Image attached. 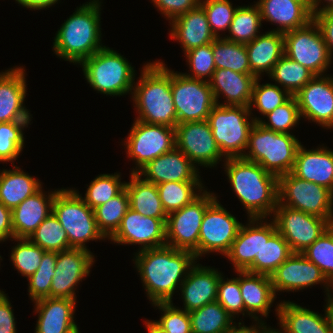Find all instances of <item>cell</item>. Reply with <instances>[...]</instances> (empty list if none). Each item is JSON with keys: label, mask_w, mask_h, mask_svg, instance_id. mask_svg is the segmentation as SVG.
I'll list each match as a JSON object with an SVG mask.
<instances>
[{"label": "cell", "mask_w": 333, "mask_h": 333, "mask_svg": "<svg viewBox=\"0 0 333 333\" xmlns=\"http://www.w3.org/2000/svg\"><path fill=\"white\" fill-rule=\"evenodd\" d=\"M129 208V195L124 188L114 198L94 209L98 229L106 239L116 233Z\"/></svg>", "instance_id": "cell-42"}, {"label": "cell", "mask_w": 333, "mask_h": 333, "mask_svg": "<svg viewBox=\"0 0 333 333\" xmlns=\"http://www.w3.org/2000/svg\"><path fill=\"white\" fill-rule=\"evenodd\" d=\"M237 276L231 279H224L221 275L218 283L216 301L235 319L239 314L245 316L244 301L240 290V271H235Z\"/></svg>", "instance_id": "cell-52"}, {"label": "cell", "mask_w": 333, "mask_h": 333, "mask_svg": "<svg viewBox=\"0 0 333 333\" xmlns=\"http://www.w3.org/2000/svg\"><path fill=\"white\" fill-rule=\"evenodd\" d=\"M95 256L90 250L70 248L57 252L50 298L77 299L76 289L91 272Z\"/></svg>", "instance_id": "cell-18"}, {"label": "cell", "mask_w": 333, "mask_h": 333, "mask_svg": "<svg viewBox=\"0 0 333 333\" xmlns=\"http://www.w3.org/2000/svg\"><path fill=\"white\" fill-rule=\"evenodd\" d=\"M268 76L291 96H295L315 75L284 54Z\"/></svg>", "instance_id": "cell-40"}, {"label": "cell", "mask_w": 333, "mask_h": 333, "mask_svg": "<svg viewBox=\"0 0 333 333\" xmlns=\"http://www.w3.org/2000/svg\"><path fill=\"white\" fill-rule=\"evenodd\" d=\"M152 306L163 312L159 320L153 321L165 332L192 333L189 312L174 306L173 302H159Z\"/></svg>", "instance_id": "cell-53"}, {"label": "cell", "mask_w": 333, "mask_h": 333, "mask_svg": "<svg viewBox=\"0 0 333 333\" xmlns=\"http://www.w3.org/2000/svg\"><path fill=\"white\" fill-rule=\"evenodd\" d=\"M248 223L241 225L237 237L231 244L228 258L234 271H246L255 259H260L262 249V218H248Z\"/></svg>", "instance_id": "cell-33"}, {"label": "cell", "mask_w": 333, "mask_h": 333, "mask_svg": "<svg viewBox=\"0 0 333 333\" xmlns=\"http://www.w3.org/2000/svg\"><path fill=\"white\" fill-rule=\"evenodd\" d=\"M245 46L251 74L256 78H261V75H269L274 65L284 55L283 33L267 31L259 34Z\"/></svg>", "instance_id": "cell-34"}, {"label": "cell", "mask_w": 333, "mask_h": 333, "mask_svg": "<svg viewBox=\"0 0 333 333\" xmlns=\"http://www.w3.org/2000/svg\"><path fill=\"white\" fill-rule=\"evenodd\" d=\"M31 121H13L0 123V162L14 161L22 153L24 148V128L26 129Z\"/></svg>", "instance_id": "cell-46"}, {"label": "cell", "mask_w": 333, "mask_h": 333, "mask_svg": "<svg viewBox=\"0 0 333 333\" xmlns=\"http://www.w3.org/2000/svg\"><path fill=\"white\" fill-rule=\"evenodd\" d=\"M0 333H17L12 305L3 290H0Z\"/></svg>", "instance_id": "cell-56"}, {"label": "cell", "mask_w": 333, "mask_h": 333, "mask_svg": "<svg viewBox=\"0 0 333 333\" xmlns=\"http://www.w3.org/2000/svg\"><path fill=\"white\" fill-rule=\"evenodd\" d=\"M246 106L215 105L207 121L225 158L243 157L255 121ZM250 117V118H249Z\"/></svg>", "instance_id": "cell-8"}, {"label": "cell", "mask_w": 333, "mask_h": 333, "mask_svg": "<svg viewBox=\"0 0 333 333\" xmlns=\"http://www.w3.org/2000/svg\"><path fill=\"white\" fill-rule=\"evenodd\" d=\"M303 3L312 13V0H297Z\"/></svg>", "instance_id": "cell-63"}, {"label": "cell", "mask_w": 333, "mask_h": 333, "mask_svg": "<svg viewBox=\"0 0 333 333\" xmlns=\"http://www.w3.org/2000/svg\"><path fill=\"white\" fill-rule=\"evenodd\" d=\"M240 290L245 314L253 318V322H265L262 317H268L277 298L270 276L240 271Z\"/></svg>", "instance_id": "cell-29"}, {"label": "cell", "mask_w": 333, "mask_h": 333, "mask_svg": "<svg viewBox=\"0 0 333 333\" xmlns=\"http://www.w3.org/2000/svg\"><path fill=\"white\" fill-rule=\"evenodd\" d=\"M301 144L293 133L275 132L255 122L249 133L248 151L242 158L258 163L279 178L292 172Z\"/></svg>", "instance_id": "cell-5"}, {"label": "cell", "mask_w": 333, "mask_h": 333, "mask_svg": "<svg viewBox=\"0 0 333 333\" xmlns=\"http://www.w3.org/2000/svg\"><path fill=\"white\" fill-rule=\"evenodd\" d=\"M278 202L333 224V193L323 186L298 178L292 172L278 178Z\"/></svg>", "instance_id": "cell-9"}, {"label": "cell", "mask_w": 333, "mask_h": 333, "mask_svg": "<svg viewBox=\"0 0 333 333\" xmlns=\"http://www.w3.org/2000/svg\"><path fill=\"white\" fill-rule=\"evenodd\" d=\"M76 301L69 298H43L34 302L38 314L35 333H71L78 328L75 320Z\"/></svg>", "instance_id": "cell-26"}, {"label": "cell", "mask_w": 333, "mask_h": 333, "mask_svg": "<svg viewBox=\"0 0 333 333\" xmlns=\"http://www.w3.org/2000/svg\"><path fill=\"white\" fill-rule=\"evenodd\" d=\"M320 145L315 149L298 148L292 173L303 180L316 183L333 193V150Z\"/></svg>", "instance_id": "cell-25"}, {"label": "cell", "mask_w": 333, "mask_h": 333, "mask_svg": "<svg viewBox=\"0 0 333 333\" xmlns=\"http://www.w3.org/2000/svg\"><path fill=\"white\" fill-rule=\"evenodd\" d=\"M175 138L176 147L199 170L198 166L212 168L216 167L220 161L224 162L226 159L215 142L207 120L177 124L175 127Z\"/></svg>", "instance_id": "cell-16"}, {"label": "cell", "mask_w": 333, "mask_h": 333, "mask_svg": "<svg viewBox=\"0 0 333 333\" xmlns=\"http://www.w3.org/2000/svg\"><path fill=\"white\" fill-rule=\"evenodd\" d=\"M224 171L248 218H272L278 205V177L256 162L226 158Z\"/></svg>", "instance_id": "cell-2"}, {"label": "cell", "mask_w": 333, "mask_h": 333, "mask_svg": "<svg viewBox=\"0 0 333 333\" xmlns=\"http://www.w3.org/2000/svg\"><path fill=\"white\" fill-rule=\"evenodd\" d=\"M255 80L256 77L252 74L237 73L230 69H216L209 84L217 105L249 107ZM221 97L224 99L222 103L219 101Z\"/></svg>", "instance_id": "cell-30"}, {"label": "cell", "mask_w": 333, "mask_h": 333, "mask_svg": "<svg viewBox=\"0 0 333 333\" xmlns=\"http://www.w3.org/2000/svg\"><path fill=\"white\" fill-rule=\"evenodd\" d=\"M199 169L177 147L143 166L137 174L155 185L164 182L201 181Z\"/></svg>", "instance_id": "cell-22"}, {"label": "cell", "mask_w": 333, "mask_h": 333, "mask_svg": "<svg viewBox=\"0 0 333 333\" xmlns=\"http://www.w3.org/2000/svg\"><path fill=\"white\" fill-rule=\"evenodd\" d=\"M125 140L127 157L135 162L131 173H137L149 161L176 147L175 128L139 120H134Z\"/></svg>", "instance_id": "cell-13"}, {"label": "cell", "mask_w": 333, "mask_h": 333, "mask_svg": "<svg viewBox=\"0 0 333 333\" xmlns=\"http://www.w3.org/2000/svg\"><path fill=\"white\" fill-rule=\"evenodd\" d=\"M321 2L323 6H321ZM333 11V0H312V15L320 12Z\"/></svg>", "instance_id": "cell-61"}, {"label": "cell", "mask_w": 333, "mask_h": 333, "mask_svg": "<svg viewBox=\"0 0 333 333\" xmlns=\"http://www.w3.org/2000/svg\"><path fill=\"white\" fill-rule=\"evenodd\" d=\"M301 118L333 129V76H314L296 94Z\"/></svg>", "instance_id": "cell-20"}, {"label": "cell", "mask_w": 333, "mask_h": 333, "mask_svg": "<svg viewBox=\"0 0 333 333\" xmlns=\"http://www.w3.org/2000/svg\"><path fill=\"white\" fill-rule=\"evenodd\" d=\"M41 188L42 182L24 172L19 166L0 169V202L11 211Z\"/></svg>", "instance_id": "cell-35"}, {"label": "cell", "mask_w": 333, "mask_h": 333, "mask_svg": "<svg viewBox=\"0 0 333 333\" xmlns=\"http://www.w3.org/2000/svg\"><path fill=\"white\" fill-rule=\"evenodd\" d=\"M169 23L171 27L169 38L173 39V41H178L184 53L210 44L216 39L210 29L206 12L200 5L177 16Z\"/></svg>", "instance_id": "cell-27"}, {"label": "cell", "mask_w": 333, "mask_h": 333, "mask_svg": "<svg viewBox=\"0 0 333 333\" xmlns=\"http://www.w3.org/2000/svg\"><path fill=\"white\" fill-rule=\"evenodd\" d=\"M133 261L152 304L173 302L175 290L180 288L190 268L197 263L193 252L168 245L136 252Z\"/></svg>", "instance_id": "cell-1"}, {"label": "cell", "mask_w": 333, "mask_h": 333, "mask_svg": "<svg viewBox=\"0 0 333 333\" xmlns=\"http://www.w3.org/2000/svg\"><path fill=\"white\" fill-rule=\"evenodd\" d=\"M123 56L105 46L79 64L93 90L112 97L132 95L136 70Z\"/></svg>", "instance_id": "cell-6"}, {"label": "cell", "mask_w": 333, "mask_h": 333, "mask_svg": "<svg viewBox=\"0 0 333 333\" xmlns=\"http://www.w3.org/2000/svg\"><path fill=\"white\" fill-rule=\"evenodd\" d=\"M52 212L67 233L70 248L89 250V241L106 240L100 232L94 210L73 188H61L52 203Z\"/></svg>", "instance_id": "cell-7"}, {"label": "cell", "mask_w": 333, "mask_h": 333, "mask_svg": "<svg viewBox=\"0 0 333 333\" xmlns=\"http://www.w3.org/2000/svg\"><path fill=\"white\" fill-rule=\"evenodd\" d=\"M274 293L302 291L321 284L326 292V300L332 301V284L320 268L302 253H292L270 276Z\"/></svg>", "instance_id": "cell-17"}, {"label": "cell", "mask_w": 333, "mask_h": 333, "mask_svg": "<svg viewBox=\"0 0 333 333\" xmlns=\"http://www.w3.org/2000/svg\"><path fill=\"white\" fill-rule=\"evenodd\" d=\"M71 333H81V332L79 331V327H78L74 331H72Z\"/></svg>", "instance_id": "cell-65"}, {"label": "cell", "mask_w": 333, "mask_h": 333, "mask_svg": "<svg viewBox=\"0 0 333 333\" xmlns=\"http://www.w3.org/2000/svg\"><path fill=\"white\" fill-rule=\"evenodd\" d=\"M87 187L84 197L75 188L74 190L94 210L99 205L118 195L125 188V181L121 182V174L118 172L114 174H100Z\"/></svg>", "instance_id": "cell-44"}, {"label": "cell", "mask_w": 333, "mask_h": 333, "mask_svg": "<svg viewBox=\"0 0 333 333\" xmlns=\"http://www.w3.org/2000/svg\"><path fill=\"white\" fill-rule=\"evenodd\" d=\"M255 3L259 7L262 21L277 26L271 31L284 34L304 27L313 20L311 11L297 0H258Z\"/></svg>", "instance_id": "cell-31"}, {"label": "cell", "mask_w": 333, "mask_h": 333, "mask_svg": "<svg viewBox=\"0 0 333 333\" xmlns=\"http://www.w3.org/2000/svg\"><path fill=\"white\" fill-rule=\"evenodd\" d=\"M189 316L192 333H225L236 324L217 301L190 311Z\"/></svg>", "instance_id": "cell-37"}, {"label": "cell", "mask_w": 333, "mask_h": 333, "mask_svg": "<svg viewBox=\"0 0 333 333\" xmlns=\"http://www.w3.org/2000/svg\"><path fill=\"white\" fill-rule=\"evenodd\" d=\"M262 17L256 3L250 6H239L232 19L229 35H224L225 39L236 43L246 44L254 40L261 34Z\"/></svg>", "instance_id": "cell-41"}, {"label": "cell", "mask_w": 333, "mask_h": 333, "mask_svg": "<svg viewBox=\"0 0 333 333\" xmlns=\"http://www.w3.org/2000/svg\"><path fill=\"white\" fill-rule=\"evenodd\" d=\"M292 253L288 242L277 231L274 221L262 218L260 259H255L246 271L271 276Z\"/></svg>", "instance_id": "cell-32"}, {"label": "cell", "mask_w": 333, "mask_h": 333, "mask_svg": "<svg viewBox=\"0 0 333 333\" xmlns=\"http://www.w3.org/2000/svg\"><path fill=\"white\" fill-rule=\"evenodd\" d=\"M212 51L216 69H230L237 73L251 74L245 44L220 37L212 42Z\"/></svg>", "instance_id": "cell-39"}, {"label": "cell", "mask_w": 333, "mask_h": 333, "mask_svg": "<svg viewBox=\"0 0 333 333\" xmlns=\"http://www.w3.org/2000/svg\"><path fill=\"white\" fill-rule=\"evenodd\" d=\"M19 5L29 10H43L57 4L60 0H15Z\"/></svg>", "instance_id": "cell-60"}, {"label": "cell", "mask_w": 333, "mask_h": 333, "mask_svg": "<svg viewBox=\"0 0 333 333\" xmlns=\"http://www.w3.org/2000/svg\"><path fill=\"white\" fill-rule=\"evenodd\" d=\"M324 314H319L311 309L302 307L293 301L283 300L275 307L279 320L277 333H332L331 312L333 300H325Z\"/></svg>", "instance_id": "cell-21"}, {"label": "cell", "mask_w": 333, "mask_h": 333, "mask_svg": "<svg viewBox=\"0 0 333 333\" xmlns=\"http://www.w3.org/2000/svg\"><path fill=\"white\" fill-rule=\"evenodd\" d=\"M22 66L0 72V123L31 121L32 115L26 108V73Z\"/></svg>", "instance_id": "cell-23"}, {"label": "cell", "mask_w": 333, "mask_h": 333, "mask_svg": "<svg viewBox=\"0 0 333 333\" xmlns=\"http://www.w3.org/2000/svg\"><path fill=\"white\" fill-rule=\"evenodd\" d=\"M302 254L316 264L327 280L333 284V224Z\"/></svg>", "instance_id": "cell-48"}, {"label": "cell", "mask_w": 333, "mask_h": 333, "mask_svg": "<svg viewBox=\"0 0 333 333\" xmlns=\"http://www.w3.org/2000/svg\"><path fill=\"white\" fill-rule=\"evenodd\" d=\"M186 56L187 65H189V73H182L186 77L193 79H201L209 81L212 78L213 72L216 70L212 43L200 46L184 53Z\"/></svg>", "instance_id": "cell-54"}, {"label": "cell", "mask_w": 333, "mask_h": 333, "mask_svg": "<svg viewBox=\"0 0 333 333\" xmlns=\"http://www.w3.org/2000/svg\"><path fill=\"white\" fill-rule=\"evenodd\" d=\"M40 189L12 210V229L14 238H29L37 227L52 212V203L56 193ZM48 194H46V193Z\"/></svg>", "instance_id": "cell-28"}, {"label": "cell", "mask_w": 333, "mask_h": 333, "mask_svg": "<svg viewBox=\"0 0 333 333\" xmlns=\"http://www.w3.org/2000/svg\"><path fill=\"white\" fill-rule=\"evenodd\" d=\"M241 225L242 222H239L216 198L207 207L202 218L198 239V260L205 254L213 252L225 256Z\"/></svg>", "instance_id": "cell-14"}, {"label": "cell", "mask_w": 333, "mask_h": 333, "mask_svg": "<svg viewBox=\"0 0 333 333\" xmlns=\"http://www.w3.org/2000/svg\"><path fill=\"white\" fill-rule=\"evenodd\" d=\"M148 333H167L160 328L153 320L144 321Z\"/></svg>", "instance_id": "cell-62"}, {"label": "cell", "mask_w": 333, "mask_h": 333, "mask_svg": "<svg viewBox=\"0 0 333 333\" xmlns=\"http://www.w3.org/2000/svg\"><path fill=\"white\" fill-rule=\"evenodd\" d=\"M332 300H333V284H332Z\"/></svg>", "instance_id": "cell-66"}, {"label": "cell", "mask_w": 333, "mask_h": 333, "mask_svg": "<svg viewBox=\"0 0 333 333\" xmlns=\"http://www.w3.org/2000/svg\"><path fill=\"white\" fill-rule=\"evenodd\" d=\"M102 3L100 0H90L77 7L75 12L64 20L53 42L56 56L79 65L105 47L101 42Z\"/></svg>", "instance_id": "cell-4"}, {"label": "cell", "mask_w": 333, "mask_h": 333, "mask_svg": "<svg viewBox=\"0 0 333 333\" xmlns=\"http://www.w3.org/2000/svg\"><path fill=\"white\" fill-rule=\"evenodd\" d=\"M254 324L246 326L244 322L239 321L225 333H274L276 331L275 328L267 326L266 322H255Z\"/></svg>", "instance_id": "cell-59"}, {"label": "cell", "mask_w": 333, "mask_h": 333, "mask_svg": "<svg viewBox=\"0 0 333 333\" xmlns=\"http://www.w3.org/2000/svg\"><path fill=\"white\" fill-rule=\"evenodd\" d=\"M218 198L207 188L190 204L171 212L166 221V245L194 253L198 260V239L207 207Z\"/></svg>", "instance_id": "cell-11"}, {"label": "cell", "mask_w": 333, "mask_h": 333, "mask_svg": "<svg viewBox=\"0 0 333 333\" xmlns=\"http://www.w3.org/2000/svg\"><path fill=\"white\" fill-rule=\"evenodd\" d=\"M255 122H258L263 127L279 133L291 134L290 130L299 125L301 115L295 96H291L285 103L276 107L272 112L264 116L267 117V122L264 118L252 115Z\"/></svg>", "instance_id": "cell-45"}, {"label": "cell", "mask_w": 333, "mask_h": 333, "mask_svg": "<svg viewBox=\"0 0 333 333\" xmlns=\"http://www.w3.org/2000/svg\"><path fill=\"white\" fill-rule=\"evenodd\" d=\"M28 239L44 251L60 252L70 249L67 233L53 212L45 218Z\"/></svg>", "instance_id": "cell-43"}, {"label": "cell", "mask_w": 333, "mask_h": 333, "mask_svg": "<svg viewBox=\"0 0 333 333\" xmlns=\"http://www.w3.org/2000/svg\"><path fill=\"white\" fill-rule=\"evenodd\" d=\"M125 188L129 195V207L133 211L143 216L167 218L155 184L144 180L137 173H131Z\"/></svg>", "instance_id": "cell-36"}, {"label": "cell", "mask_w": 333, "mask_h": 333, "mask_svg": "<svg viewBox=\"0 0 333 333\" xmlns=\"http://www.w3.org/2000/svg\"><path fill=\"white\" fill-rule=\"evenodd\" d=\"M202 181L164 182L157 184L160 200L166 214L190 204L206 188Z\"/></svg>", "instance_id": "cell-38"}, {"label": "cell", "mask_w": 333, "mask_h": 333, "mask_svg": "<svg viewBox=\"0 0 333 333\" xmlns=\"http://www.w3.org/2000/svg\"><path fill=\"white\" fill-rule=\"evenodd\" d=\"M260 79H262V77L256 78L255 80L249 108L250 112L253 111V107H255V109L257 108L259 114L264 117L268 113L272 112L276 107L285 103L291 95L277 84H260Z\"/></svg>", "instance_id": "cell-50"}, {"label": "cell", "mask_w": 333, "mask_h": 333, "mask_svg": "<svg viewBox=\"0 0 333 333\" xmlns=\"http://www.w3.org/2000/svg\"><path fill=\"white\" fill-rule=\"evenodd\" d=\"M331 326H332V333H333V311L331 312Z\"/></svg>", "instance_id": "cell-64"}, {"label": "cell", "mask_w": 333, "mask_h": 333, "mask_svg": "<svg viewBox=\"0 0 333 333\" xmlns=\"http://www.w3.org/2000/svg\"><path fill=\"white\" fill-rule=\"evenodd\" d=\"M13 238L12 211L0 202V243Z\"/></svg>", "instance_id": "cell-58"}, {"label": "cell", "mask_w": 333, "mask_h": 333, "mask_svg": "<svg viewBox=\"0 0 333 333\" xmlns=\"http://www.w3.org/2000/svg\"><path fill=\"white\" fill-rule=\"evenodd\" d=\"M313 19L318 24L328 51L333 58V11L320 12L315 14Z\"/></svg>", "instance_id": "cell-57"}, {"label": "cell", "mask_w": 333, "mask_h": 333, "mask_svg": "<svg viewBox=\"0 0 333 333\" xmlns=\"http://www.w3.org/2000/svg\"><path fill=\"white\" fill-rule=\"evenodd\" d=\"M222 274L215 268L195 263L178 289L183 300L184 308L181 309L190 312L216 301L218 283Z\"/></svg>", "instance_id": "cell-24"}, {"label": "cell", "mask_w": 333, "mask_h": 333, "mask_svg": "<svg viewBox=\"0 0 333 333\" xmlns=\"http://www.w3.org/2000/svg\"><path fill=\"white\" fill-rule=\"evenodd\" d=\"M167 218H153L127 210L116 233L109 239L118 245H139L138 251L166 245Z\"/></svg>", "instance_id": "cell-19"}, {"label": "cell", "mask_w": 333, "mask_h": 333, "mask_svg": "<svg viewBox=\"0 0 333 333\" xmlns=\"http://www.w3.org/2000/svg\"><path fill=\"white\" fill-rule=\"evenodd\" d=\"M157 8L158 12L172 21L177 16L182 15L200 5V0H150Z\"/></svg>", "instance_id": "cell-55"}, {"label": "cell", "mask_w": 333, "mask_h": 333, "mask_svg": "<svg viewBox=\"0 0 333 333\" xmlns=\"http://www.w3.org/2000/svg\"><path fill=\"white\" fill-rule=\"evenodd\" d=\"M57 252L45 251L36 272L28 280V295L32 302L50 297L52 277L55 274Z\"/></svg>", "instance_id": "cell-49"}, {"label": "cell", "mask_w": 333, "mask_h": 333, "mask_svg": "<svg viewBox=\"0 0 333 333\" xmlns=\"http://www.w3.org/2000/svg\"><path fill=\"white\" fill-rule=\"evenodd\" d=\"M13 240L17 245L15 243L10 253L12 265L21 276L29 278L39 267L45 251L28 238L11 239Z\"/></svg>", "instance_id": "cell-47"}, {"label": "cell", "mask_w": 333, "mask_h": 333, "mask_svg": "<svg viewBox=\"0 0 333 333\" xmlns=\"http://www.w3.org/2000/svg\"><path fill=\"white\" fill-rule=\"evenodd\" d=\"M171 92L177 124L205 121L216 105L209 81L186 77L171 70Z\"/></svg>", "instance_id": "cell-12"}, {"label": "cell", "mask_w": 333, "mask_h": 333, "mask_svg": "<svg viewBox=\"0 0 333 333\" xmlns=\"http://www.w3.org/2000/svg\"><path fill=\"white\" fill-rule=\"evenodd\" d=\"M131 99L137 118L147 124L166 125L175 128L177 114L171 92V69L164 61L148 62L134 83Z\"/></svg>", "instance_id": "cell-3"}, {"label": "cell", "mask_w": 333, "mask_h": 333, "mask_svg": "<svg viewBox=\"0 0 333 333\" xmlns=\"http://www.w3.org/2000/svg\"><path fill=\"white\" fill-rule=\"evenodd\" d=\"M277 231L293 253H302L331 225L326 219L291 209L278 202L273 213Z\"/></svg>", "instance_id": "cell-15"}, {"label": "cell", "mask_w": 333, "mask_h": 333, "mask_svg": "<svg viewBox=\"0 0 333 333\" xmlns=\"http://www.w3.org/2000/svg\"><path fill=\"white\" fill-rule=\"evenodd\" d=\"M230 0H200V6L207 15L208 23L216 38H220V31H229L232 19L238 7H233Z\"/></svg>", "instance_id": "cell-51"}, {"label": "cell", "mask_w": 333, "mask_h": 333, "mask_svg": "<svg viewBox=\"0 0 333 333\" xmlns=\"http://www.w3.org/2000/svg\"><path fill=\"white\" fill-rule=\"evenodd\" d=\"M283 37L287 57L306 67L315 76L326 75L333 58L314 19L304 27L284 33Z\"/></svg>", "instance_id": "cell-10"}]
</instances>
